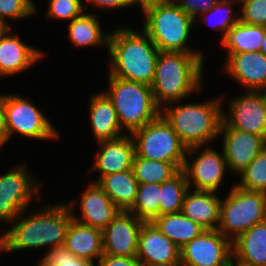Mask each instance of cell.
<instances>
[{"label": "cell", "instance_id": "32", "mask_svg": "<svg viewBox=\"0 0 266 266\" xmlns=\"http://www.w3.org/2000/svg\"><path fill=\"white\" fill-rule=\"evenodd\" d=\"M233 4L235 3L231 0H220L215 6L199 16L200 18L203 17L201 22L206 24H209L212 19L215 20L217 18V21H211L213 24L211 23V26H208L213 30H220L219 32L222 35L220 42L224 39L226 33L240 20V10L236 12L234 8L233 11Z\"/></svg>", "mask_w": 266, "mask_h": 266}, {"label": "cell", "instance_id": "6", "mask_svg": "<svg viewBox=\"0 0 266 266\" xmlns=\"http://www.w3.org/2000/svg\"><path fill=\"white\" fill-rule=\"evenodd\" d=\"M142 30L161 52L201 53L189 45L195 24L175 2L155 5L143 11Z\"/></svg>", "mask_w": 266, "mask_h": 266}, {"label": "cell", "instance_id": "16", "mask_svg": "<svg viewBox=\"0 0 266 266\" xmlns=\"http://www.w3.org/2000/svg\"><path fill=\"white\" fill-rule=\"evenodd\" d=\"M80 197V200L73 199L67 204L72 211L73 219L83 225L103 230L121 211L97 182L90 181ZM77 204H80V216L74 210Z\"/></svg>", "mask_w": 266, "mask_h": 266}, {"label": "cell", "instance_id": "20", "mask_svg": "<svg viewBox=\"0 0 266 266\" xmlns=\"http://www.w3.org/2000/svg\"><path fill=\"white\" fill-rule=\"evenodd\" d=\"M6 28L0 35V76L10 77L33 67L45 57L42 50L23 42L18 34Z\"/></svg>", "mask_w": 266, "mask_h": 266}, {"label": "cell", "instance_id": "3", "mask_svg": "<svg viewBox=\"0 0 266 266\" xmlns=\"http://www.w3.org/2000/svg\"><path fill=\"white\" fill-rule=\"evenodd\" d=\"M204 60L203 52H159L151 88L161 110L200 91Z\"/></svg>", "mask_w": 266, "mask_h": 266}, {"label": "cell", "instance_id": "31", "mask_svg": "<svg viewBox=\"0 0 266 266\" xmlns=\"http://www.w3.org/2000/svg\"><path fill=\"white\" fill-rule=\"evenodd\" d=\"M160 184H138L137 197L130 213L144 222H152L159 216Z\"/></svg>", "mask_w": 266, "mask_h": 266}, {"label": "cell", "instance_id": "44", "mask_svg": "<svg viewBox=\"0 0 266 266\" xmlns=\"http://www.w3.org/2000/svg\"><path fill=\"white\" fill-rule=\"evenodd\" d=\"M260 52L266 56V27H265L264 39L262 41Z\"/></svg>", "mask_w": 266, "mask_h": 266}, {"label": "cell", "instance_id": "8", "mask_svg": "<svg viewBox=\"0 0 266 266\" xmlns=\"http://www.w3.org/2000/svg\"><path fill=\"white\" fill-rule=\"evenodd\" d=\"M130 135L137 156L172 163L179 170L183 169L187 147L162 115Z\"/></svg>", "mask_w": 266, "mask_h": 266}, {"label": "cell", "instance_id": "34", "mask_svg": "<svg viewBox=\"0 0 266 266\" xmlns=\"http://www.w3.org/2000/svg\"><path fill=\"white\" fill-rule=\"evenodd\" d=\"M37 6L33 0H0V22L11 28L7 18L11 21L27 19L30 15L36 14Z\"/></svg>", "mask_w": 266, "mask_h": 266}, {"label": "cell", "instance_id": "41", "mask_svg": "<svg viewBox=\"0 0 266 266\" xmlns=\"http://www.w3.org/2000/svg\"><path fill=\"white\" fill-rule=\"evenodd\" d=\"M8 142V135L5 124V114H4V93L0 94V150Z\"/></svg>", "mask_w": 266, "mask_h": 266}, {"label": "cell", "instance_id": "26", "mask_svg": "<svg viewBox=\"0 0 266 266\" xmlns=\"http://www.w3.org/2000/svg\"><path fill=\"white\" fill-rule=\"evenodd\" d=\"M97 183L121 211H129L133 207L138 189L133 170L103 176Z\"/></svg>", "mask_w": 266, "mask_h": 266}, {"label": "cell", "instance_id": "21", "mask_svg": "<svg viewBox=\"0 0 266 266\" xmlns=\"http://www.w3.org/2000/svg\"><path fill=\"white\" fill-rule=\"evenodd\" d=\"M88 105L89 123L96 143L113 140L126 134L120 127L111 100L103 91L93 94Z\"/></svg>", "mask_w": 266, "mask_h": 266}, {"label": "cell", "instance_id": "13", "mask_svg": "<svg viewBox=\"0 0 266 266\" xmlns=\"http://www.w3.org/2000/svg\"><path fill=\"white\" fill-rule=\"evenodd\" d=\"M228 113L223 110V121L240 131L262 136L266 140V93L245 90L229 101Z\"/></svg>", "mask_w": 266, "mask_h": 266}, {"label": "cell", "instance_id": "19", "mask_svg": "<svg viewBox=\"0 0 266 266\" xmlns=\"http://www.w3.org/2000/svg\"><path fill=\"white\" fill-rule=\"evenodd\" d=\"M97 143L99 150L89 171H97L99 176L93 182H98L103 176L132 170L135 144L130 134Z\"/></svg>", "mask_w": 266, "mask_h": 266}, {"label": "cell", "instance_id": "7", "mask_svg": "<svg viewBox=\"0 0 266 266\" xmlns=\"http://www.w3.org/2000/svg\"><path fill=\"white\" fill-rule=\"evenodd\" d=\"M222 199L217 230L231 242L257 223L266 220V193L233 185Z\"/></svg>", "mask_w": 266, "mask_h": 266}, {"label": "cell", "instance_id": "33", "mask_svg": "<svg viewBox=\"0 0 266 266\" xmlns=\"http://www.w3.org/2000/svg\"><path fill=\"white\" fill-rule=\"evenodd\" d=\"M240 182L234 183L240 189L266 193V146L259 156L238 174Z\"/></svg>", "mask_w": 266, "mask_h": 266}, {"label": "cell", "instance_id": "45", "mask_svg": "<svg viewBox=\"0 0 266 266\" xmlns=\"http://www.w3.org/2000/svg\"><path fill=\"white\" fill-rule=\"evenodd\" d=\"M233 3H240L241 4V6L244 4V3H246V2H248V1H250V0H231Z\"/></svg>", "mask_w": 266, "mask_h": 266}, {"label": "cell", "instance_id": "4", "mask_svg": "<svg viewBox=\"0 0 266 266\" xmlns=\"http://www.w3.org/2000/svg\"><path fill=\"white\" fill-rule=\"evenodd\" d=\"M222 99L223 96L202 103H171L161 110V115L187 148L210 146V142L213 143L220 135L224 107Z\"/></svg>", "mask_w": 266, "mask_h": 266}, {"label": "cell", "instance_id": "37", "mask_svg": "<svg viewBox=\"0 0 266 266\" xmlns=\"http://www.w3.org/2000/svg\"><path fill=\"white\" fill-rule=\"evenodd\" d=\"M240 8V21L266 27V0H250Z\"/></svg>", "mask_w": 266, "mask_h": 266}, {"label": "cell", "instance_id": "30", "mask_svg": "<svg viewBox=\"0 0 266 266\" xmlns=\"http://www.w3.org/2000/svg\"><path fill=\"white\" fill-rule=\"evenodd\" d=\"M132 170L138 184H161L174 177L180 171L172 163L150 160L139 157L136 154L133 158Z\"/></svg>", "mask_w": 266, "mask_h": 266}, {"label": "cell", "instance_id": "11", "mask_svg": "<svg viewBox=\"0 0 266 266\" xmlns=\"http://www.w3.org/2000/svg\"><path fill=\"white\" fill-rule=\"evenodd\" d=\"M204 147V149L203 146L187 148L182 170L186 175L190 189H192V185L194 184L193 188L195 190L217 193L222 182H224L223 179L228 170L226 160L222 149V153L220 154L212 146L209 147L208 145ZM190 156H193V160H191L192 158Z\"/></svg>", "mask_w": 266, "mask_h": 266}, {"label": "cell", "instance_id": "23", "mask_svg": "<svg viewBox=\"0 0 266 266\" xmlns=\"http://www.w3.org/2000/svg\"><path fill=\"white\" fill-rule=\"evenodd\" d=\"M64 246L76 257L96 262L103 256L102 230L72 219Z\"/></svg>", "mask_w": 266, "mask_h": 266}, {"label": "cell", "instance_id": "38", "mask_svg": "<svg viewBox=\"0 0 266 266\" xmlns=\"http://www.w3.org/2000/svg\"><path fill=\"white\" fill-rule=\"evenodd\" d=\"M219 1L220 0H175L174 2L188 16H190L195 21V23H197L199 16L211 9Z\"/></svg>", "mask_w": 266, "mask_h": 266}, {"label": "cell", "instance_id": "39", "mask_svg": "<svg viewBox=\"0 0 266 266\" xmlns=\"http://www.w3.org/2000/svg\"><path fill=\"white\" fill-rule=\"evenodd\" d=\"M96 264L97 266H143L136 256L115 257L106 254H103Z\"/></svg>", "mask_w": 266, "mask_h": 266}, {"label": "cell", "instance_id": "47", "mask_svg": "<svg viewBox=\"0 0 266 266\" xmlns=\"http://www.w3.org/2000/svg\"><path fill=\"white\" fill-rule=\"evenodd\" d=\"M227 266H236V260H231Z\"/></svg>", "mask_w": 266, "mask_h": 266}, {"label": "cell", "instance_id": "36", "mask_svg": "<svg viewBox=\"0 0 266 266\" xmlns=\"http://www.w3.org/2000/svg\"><path fill=\"white\" fill-rule=\"evenodd\" d=\"M41 260L47 266H97L94 265L96 262L76 257L65 246L45 252Z\"/></svg>", "mask_w": 266, "mask_h": 266}, {"label": "cell", "instance_id": "29", "mask_svg": "<svg viewBox=\"0 0 266 266\" xmlns=\"http://www.w3.org/2000/svg\"><path fill=\"white\" fill-rule=\"evenodd\" d=\"M189 185L183 170L174 177L160 184L159 216L163 214L179 213Z\"/></svg>", "mask_w": 266, "mask_h": 266}, {"label": "cell", "instance_id": "10", "mask_svg": "<svg viewBox=\"0 0 266 266\" xmlns=\"http://www.w3.org/2000/svg\"><path fill=\"white\" fill-rule=\"evenodd\" d=\"M40 184L29 173L27 165L17 164L0 176V223L10 225L30 202L41 197Z\"/></svg>", "mask_w": 266, "mask_h": 266}, {"label": "cell", "instance_id": "18", "mask_svg": "<svg viewBox=\"0 0 266 266\" xmlns=\"http://www.w3.org/2000/svg\"><path fill=\"white\" fill-rule=\"evenodd\" d=\"M222 71L240 87L252 91L266 89V56L260 51L227 53Z\"/></svg>", "mask_w": 266, "mask_h": 266}, {"label": "cell", "instance_id": "12", "mask_svg": "<svg viewBox=\"0 0 266 266\" xmlns=\"http://www.w3.org/2000/svg\"><path fill=\"white\" fill-rule=\"evenodd\" d=\"M232 257V242L218 230H204L180 248V266H227Z\"/></svg>", "mask_w": 266, "mask_h": 266}, {"label": "cell", "instance_id": "24", "mask_svg": "<svg viewBox=\"0 0 266 266\" xmlns=\"http://www.w3.org/2000/svg\"><path fill=\"white\" fill-rule=\"evenodd\" d=\"M232 260L266 266V220L257 223L232 242Z\"/></svg>", "mask_w": 266, "mask_h": 266}, {"label": "cell", "instance_id": "40", "mask_svg": "<svg viewBox=\"0 0 266 266\" xmlns=\"http://www.w3.org/2000/svg\"><path fill=\"white\" fill-rule=\"evenodd\" d=\"M86 2L97 8L106 10H121L122 8L135 5L134 0H86Z\"/></svg>", "mask_w": 266, "mask_h": 266}, {"label": "cell", "instance_id": "2", "mask_svg": "<svg viewBox=\"0 0 266 266\" xmlns=\"http://www.w3.org/2000/svg\"><path fill=\"white\" fill-rule=\"evenodd\" d=\"M107 52L108 74L151 86L160 51L143 30L119 26L110 31Z\"/></svg>", "mask_w": 266, "mask_h": 266}, {"label": "cell", "instance_id": "42", "mask_svg": "<svg viewBox=\"0 0 266 266\" xmlns=\"http://www.w3.org/2000/svg\"><path fill=\"white\" fill-rule=\"evenodd\" d=\"M175 0H134L135 5L142 8V12L147 8L155 5L166 4L174 2Z\"/></svg>", "mask_w": 266, "mask_h": 266}, {"label": "cell", "instance_id": "5", "mask_svg": "<svg viewBox=\"0 0 266 266\" xmlns=\"http://www.w3.org/2000/svg\"><path fill=\"white\" fill-rule=\"evenodd\" d=\"M108 75V89L103 92L111 100L120 127L126 134L144 127L161 115L151 86Z\"/></svg>", "mask_w": 266, "mask_h": 266}, {"label": "cell", "instance_id": "43", "mask_svg": "<svg viewBox=\"0 0 266 266\" xmlns=\"http://www.w3.org/2000/svg\"><path fill=\"white\" fill-rule=\"evenodd\" d=\"M6 253V243L3 234H0V255Z\"/></svg>", "mask_w": 266, "mask_h": 266}, {"label": "cell", "instance_id": "9", "mask_svg": "<svg viewBox=\"0 0 266 266\" xmlns=\"http://www.w3.org/2000/svg\"><path fill=\"white\" fill-rule=\"evenodd\" d=\"M25 96L4 93V114L8 141L13 134L37 139L57 140L59 131L51 121Z\"/></svg>", "mask_w": 266, "mask_h": 266}, {"label": "cell", "instance_id": "25", "mask_svg": "<svg viewBox=\"0 0 266 266\" xmlns=\"http://www.w3.org/2000/svg\"><path fill=\"white\" fill-rule=\"evenodd\" d=\"M98 16L94 13L84 12L81 16L73 19L68 25V37L71 45L77 47L102 46L108 47L110 32L102 30Z\"/></svg>", "mask_w": 266, "mask_h": 266}, {"label": "cell", "instance_id": "27", "mask_svg": "<svg viewBox=\"0 0 266 266\" xmlns=\"http://www.w3.org/2000/svg\"><path fill=\"white\" fill-rule=\"evenodd\" d=\"M152 223L179 248H182L205 230L182 212L157 216Z\"/></svg>", "mask_w": 266, "mask_h": 266}, {"label": "cell", "instance_id": "14", "mask_svg": "<svg viewBox=\"0 0 266 266\" xmlns=\"http://www.w3.org/2000/svg\"><path fill=\"white\" fill-rule=\"evenodd\" d=\"M219 134H222V151L227 168L236 176L258 157L266 146V140L262 136L232 128L223 120Z\"/></svg>", "mask_w": 266, "mask_h": 266}, {"label": "cell", "instance_id": "22", "mask_svg": "<svg viewBox=\"0 0 266 266\" xmlns=\"http://www.w3.org/2000/svg\"><path fill=\"white\" fill-rule=\"evenodd\" d=\"M222 199L215 192L189 190L181 212L205 230H217Z\"/></svg>", "mask_w": 266, "mask_h": 266}, {"label": "cell", "instance_id": "46", "mask_svg": "<svg viewBox=\"0 0 266 266\" xmlns=\"http://www.w3.org/2000/svg\"><path fill=\"white\" fill-rule=\"evenodd\" d=\"M6 27L0 22V35L5 31Z\"/></svg>", "mask_w": 266, "mask_h": 266}, {"label": "cell", "instance_id": "15", "mask_svg": "<svg viewBox=\"0 0 266 266\" xmlns=\"http://www.w3.org/2000/svg\"><path fill=\"white\" fill-rule=\"evenodd\" d=\"M143 223L133 213L120 211L102 230L103 254L115 257L136 256L138 234Z\"/></svg>", "mask_w": 266, "mask_h": 266}, {"label": "cell", "instance_id": "28", "mask_svg": "<svg viewBox=\"0 0 266 266\" xmlns=\"http://www.w3.org/2000/svg\"><path fill=\"white\" fill-rule=\"evenodd\" d=\"M265 27L238 21L220 42L227 53L258 52L264 39Z\"/></svg>", "mask_w": 266, "mask_h": 266}, {"label": "cell", "instance_id": "1", "mask_svg": "<svg viewBox=\"0 0 266 266\" xmlns=\"http://www.w3.org/2000/svg\"><path fill=\"white\" fill-rule=\"evenodd\" d=\"M50 205L28 215L26 209L10 223L11 227L2 233L6 252L43 247H48L49 251L64 246L66 232L73 219L72 211L68 204L62 202Z\"/></svg>", "mask_w": 266, "mask_h": 266}, {"label": "cell", "instance_id": "17", "mask_svg": "<svg viewBox=\"0 0 266 266\" xmlns=\"http://www.w3.org/2000/svg\"><path fill=\"white\" fill-rule=\"evenodd\" d=\"M136 257L143 266H180V248L152 222L141 226Z\"/></svg>", "mask_w": 266, "mask_h": 266}, {"label": "cell", "instance_id": "35", "mask_svg": "<svg viewBox=\"0 0 266 266\" xmlns=\"http://www.w3.org/2000/svg\"><path fill=\"white\" fill-rule=\"evenodd\" d=\"M84 10L83 0H49L46 15L54 20L71 22L81 16Z\"/></svg>", "mask_w": 266, "mask_h": 266}, {"label": "cell", "instance_id": "48", "mask_svg": "<svg viewBox=\"0 0 266 266\" xmlns=\"http://www.w3.org/2000/svg\"><path fill=\"white\" fill-rule=\"evenodd\" d=\"M36 266H47V265L40 259L39 264H37Z\"/></svg>", "mask_w": 266, "mask_h": 266}]
</instances>
